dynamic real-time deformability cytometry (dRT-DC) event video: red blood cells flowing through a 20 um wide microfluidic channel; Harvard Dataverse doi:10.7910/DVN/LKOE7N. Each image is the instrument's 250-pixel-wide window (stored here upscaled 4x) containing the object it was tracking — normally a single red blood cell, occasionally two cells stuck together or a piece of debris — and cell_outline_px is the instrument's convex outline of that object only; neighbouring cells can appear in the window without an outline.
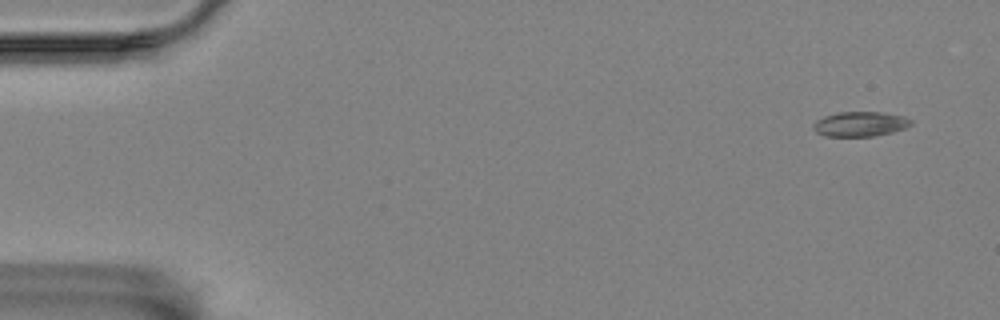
{"species": "Egyptian fruit bat (a non-hibernating species)", "species_latin": "Rousettus aegyptiacus", "temperature_condition": "room temperature", "stored_images_in_passage": 55, "camera_frame_rate_fps": 3000, "um_per_image_px": 0.085, "animal": {"sex": "female"}, "frame": {"image": 1, "passage_image": 1, "time_ms": 0.0, "image_size_px": [1000, 320], "cell_outline_px": [[912, 124], [904, 128], [892, 132], [872, 136], [824, 136], [816, 132], [812, 128], [812, 124], [816, 120], [824, 116], [836, 112], [884, 112], [904, 116], [912, 120]], "centroid_in_image_um": [73.08, 10.53], "position_along_channel_um": 11.9, "area_um2": 14.22}}
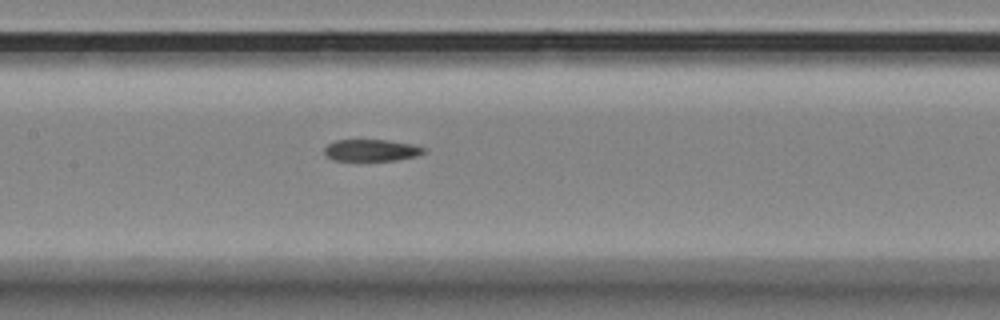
{"frame": {"image": 2, "passage_image": 25, "time_ms": 8.0, "image_size_px": [1000, 320], "cell_outline_px": [[428, 148], [424, 152], [416, 156], [396, 160], [332, 160], [324, 152], [324, 148], [328, 144], [336, 140], [388, 140], [412, 144]], "centroid_in_image_um": [31.59, 12.76], "position_along_channel_um": 175.8, "area_um2": 12.54}}
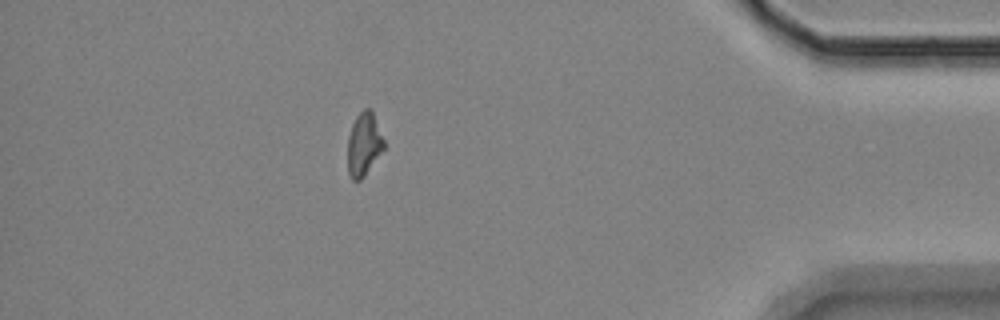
{"frame": {"image": 3, "passage_image": 48, "time_ms": 15.667, "image_size_px": [1000, 320], "cell_outline_px": [[384, 148], [364, 176], [360, 180], [352, 180], [348, 172], [348, 136], [352, 124], [356, 116], [364, 108], [368, 108], [372, 112], [384, 140]], "centroid_in_image_um": [30.91, 12.26], "position_along_channel_um": 404.3, "area_um2": 13.12}, "authors_computed_cell_mechanics": {"area_um2": 13.7564, "velocity_mm_per_s": 3.5296, "shape_relaxation_time_tau1_ms": null, "shape_relaxation_time_tau2_ms": 2.8953, "deformation_change_tau1": null, "deformation_change_tau2": 0.0985}}